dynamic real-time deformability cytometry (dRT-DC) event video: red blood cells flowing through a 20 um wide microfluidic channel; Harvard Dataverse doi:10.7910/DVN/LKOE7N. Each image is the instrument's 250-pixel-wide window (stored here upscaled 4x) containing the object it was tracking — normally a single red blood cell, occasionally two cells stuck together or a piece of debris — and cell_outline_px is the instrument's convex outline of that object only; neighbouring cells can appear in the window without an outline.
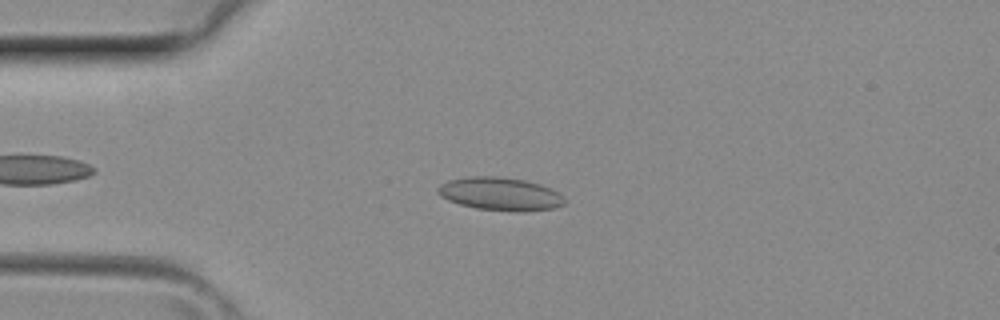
{"species": "common noctule bat (a hibernating species)", "species_latin": "Nyctalus noctula", "temperature_condition": "room temperature", "stored_images_in_passage": 37, "camera_frame_rate_fps": 3000, "um_per_image_px": 0.085, "animal": {"sex": "female", "body_mass_g": 29.2, "forearm_length_mm": 56.3}, "frame": {"image": 1, "passage_image": 7, "time_ms": 2.0, "image_size_px": [1000, 320], "cell_outline_px": [[564, 204], [556, 208], [516, 212], [476, 208], [460, 204], [448, 200], [440, 196], [436, 192], [436, 188], [440, 184], [448, 180], [468, 176], [496, 176], [524, 180], [540, 184], [552, 188], [564, 196]], "centroid_in_image_um": [42.51, 16.48], "position_along_channel_um": 42.5, "area_um2": 24.62}}
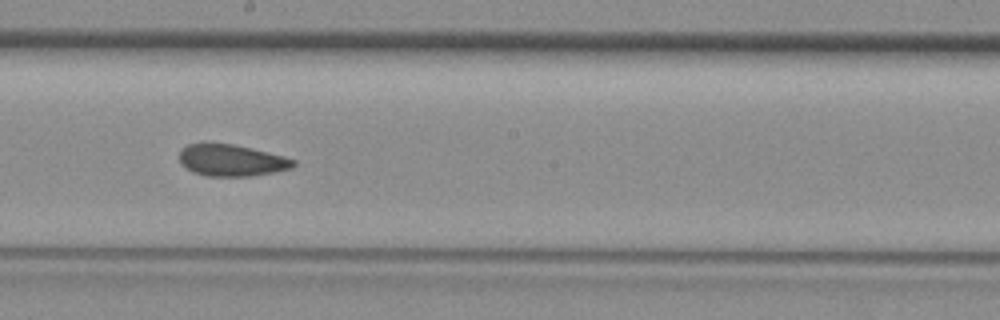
{"frame": {"image": 2, "passage_image": 19, "time_ms": 6.0, "image_size_px": [1000, 320], "cell_outline_px": [[296, 164], [292, 168], [252, 176], [208, 176], [192, 172], [180, 164], [180, 152], [188, 144], [232, 144], [252, 148], [284, 156], [296, 160]], "centroid_in_image_um": [19.7, 13.64], "position_along_channel_um": 228.5, "area_um2": 20.87}}
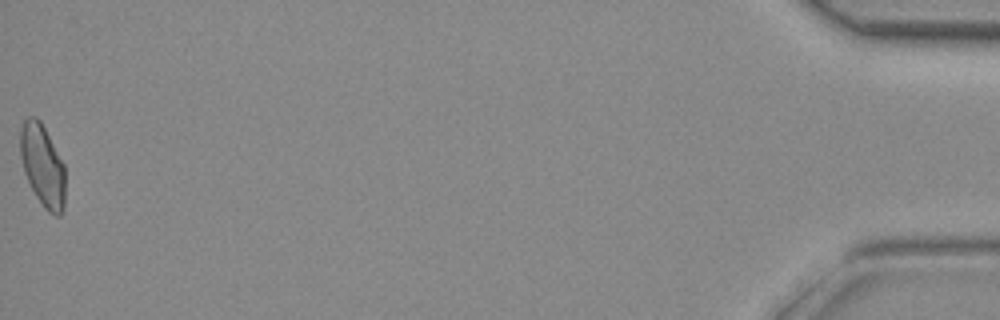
{"frame": {"image": 3, "passage_image": 37, "time_ms": 12.0, "image_size_px": [1000, 320], "cell_outline_px": [[64, 208], [60, 216], [56, 216], [48, 212], [44, 208], [36, 196], [24, 172], [20, 156], [20, 128], [24, 120], [28, 116], [36, 116], [40, 120], [64, 164]], "centroid_in_image_um": [3.61, 14.06], "position_along_channel_um": 431.6, "area_um2": 21.44}}